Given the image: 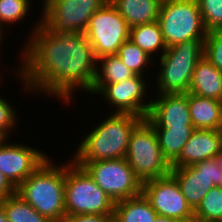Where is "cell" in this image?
<instances>
[{
  "label": "cell",
  "instance_id": "21",
  "mask_svg": "<svg viewBox=\"0 0 222 222\" xmlns=\"http://www.w3.org/2000/svg\"><path fill=\"white\" fill-rule=\"evenodd\" d=\"M156 216L143 193L115 203L113 213L114 222H154Z\"/></svg>",
  "mask_w": 222,
  "mask_h": 222
},
{
  "label": "cell",
  "instance_id": "5",
  "mask_svg": "<svg viewBox=\"0 0 222 222\" xmlns=\"http://www.w3.org/2000/svg\"><path fill=\"white\" fill-rule=\"evenodd\" d=\"M70 159L65 161L66 216L113 215L114 201L82 167Z\"/></svg>",
  "mask_w": 222,
  "mask_h": 222
},
{
  "label": "cell",
  "instance_id": "38",
  "mask_svg": "<svg viewBox=\"0 0 222 222\" xmlns=\"http://www.w3.org/2000/svg\"><path fill=\"white\" fill-rule=\"evenodd\" d=\"M41 1H43L42 3H43V6H42V8L49 2V1H51V0H41Z\"/></svg>",
  "mask_w": 222,
  "mask_h": 222
},
{
  "label": "cell",
  "instance_id": "31",
  "mask_svg": "<svg viewBox=\"0 0 222 222\" xmlns=\"http://www.w3.org/2000/svg\"><path fill=\"white\" fill-rule=\"evenodd\" d=\"M64 222H114L113 215H74L66 216Z\"/></svg>",
  "mask_w": 222,
  "mask_h": 222
},
{
  "label": "cell",
  "instance_id": "14",
  "mask_svg": "<svg viewBox=\"0 0 222 222\" xmlns=\"http://www.w3.org/2000/svg\"><path fill=\"white\" fill-rule=\"evenodd\" d=\"M31 146L13 143L10 138L0 140V171L15 188L49 157L44 151Z\"/></svg>",
  "mask_w": 222,
  "mask_h": 222
},
{
  "label": "cell",
  "instance_id": "15",
  "mask_svg": "<svg viewBox=\"0 0 222 222\" xmlns=\"http://www.w3.org/2000/svg\"><path fill=\"white\" fill-rule=\"evenodd\" d=\"M156 95L151 98V109L145 118L155 130L193 127L188 105V93Z\"/></svg>",
  "mask_w": 222,
  "mask_h": 222
},
{
  "label": "cell",
  "instance_id": "20",
  "mask_svg": "<svg viewBox=\"0 0 222 222\" xmlns=\"http://www.w3.org/2000/svg\"><path fill=\"white\" fill-rule=\"evenodd\" d=\"M135 74L117 55H105L97 59L96 77L89 95H95L103 86L133 77Z\"/></svg>",
  "mask_w": 222,
  "mask_h": 222
},
{
  "label": "cell",
  "instance_id": "30",
  "mask_svg": "<svg viewBox=\"0 0 222 222\" xmlns=\"http://www.w3.org/2000/svg\"><path fill=\"white\" fill-rule=\"evenodd\" d=\"M204 57L222 71V32H207L204 40Z\"/></svg>",
  "mask_w": 222,
  "mask_h": 222
},
{
  "label": "cell",
  "instance_id": "36",
  "mask_svg": "<svg viewBox=\"0 0 222 222\" xmlns=\"http://www.w3.org/2000/svg\"><path fill=\"white\" fill-rule=\"evenodd\" d=\"M5 28H3L1 25H0V50L2 51L3 49H2V44H3V36H4V30ZM1 51H0V53H1ZM2 55L0 54V57H1ZM1 65V64H0ZM0 69H2V68H0Z\"/></svg>",
  "mask_w": 222,
  "mask_h": 222
},
{
  "label": "cell",
  "instance_id": "6",
  "mask_svg": "<svg viewBox=\"0 0 222 222\" xmlns=\"http://www.w3.org/2000/svg\"><path fill=\"white\" fill-rule=\"evenodd\" d=\"M126 160L142 183L171 172V164L163 156L157 133L146 119L131 134Z\"/></svg>",
  "mask_w": 222,
  "mask_h": 222
},
{
  "label": "cell",
  "instance_id": "12",
  "mask_svg": "<svg viewBox=\"0 0 222 222\" xmlns=\"http://www.w3.org/2000/svg\"><path fill=\"white\" fill-rule=\"evenodd\" d=\"M142 193L157 215L179 222H194V211L188 205L178 182L171 174L142 183Z\"/></svg>",
  "mask_w": 222,
  "mask_h": 222
},
{
  "label": "cell",
  "instance_id": "23",
  "mask_svg": "<svg viewBox=\"0 0 222 222\" xmlns=\"http://www.w3.org/2000/svg\"><path fill=\"white\" fill-rule=\"evenodd\" d=\"M0 203L9 222H52L17 193L1 199Z\"/></svg>",
  "mask_w": 222,
  "mask_h": 222
},
{
  "label": "cell",
  "instance_id": "26",
  "mask_svg": "<svg viewBox=\"0 0 222 222\" xmlns=\"http://www.w3.org/2000/svg\"><path fill=\"white\" fill-rule=\"evenodd\" d=\"M194 222H222V189L211 188L194 210Z\"/></svg>",
  "mask_w": 222,
  "mask_h": 222
},
{
  "label": "cell",
  "instance_id": "2",
  "mask_svg": "<svg viewBox=\"0 0 222 222\" xmlns=\"http://www.w3.org/2000/svg\"><path fill=\"white\" fill-rule=\"evenodd\" d=\"M81 138L72 154L74 162L126 158L133 130L145 119L130 113H109Z\"/></svg>",
  "mask_w": 222,
  "mask_h": 222
},
{
  "label": "cell",
  "instance_id": "16",
  "mask_svg": "<svg viewBox=\"0 0 222 222\" xmlns=\"http://www.w3.org/2000/svg\"><path fill=\"white\" fill-rule=\"evenodd\" d=\"M221 150L222 133L219 130L194 129L171 167L194 165L205 159L215 158Z\"/></svg>",
  "mask_w": 222,
  "mask_h": 222
},
{
  "label": "cell",
  "instance_id": "27",
  "mask_svg": "<svg viewBox=\"0 0 222 222\" xmlns=\"http://www.w3.org/2000/svg\"><path fill=\"white\" fill-rule=\"evenodd\" d=\"M32 2L34 1L0 0V25L3 28H6L8 26L7 28L9 29L10 24H14L16 26L18 23H20V21H23L27 17V15L32 12L30 10L32 8Z\"/></svg>",
  "mask_w": 222,
  "mask_h": 222
},
{
  "label": "cell",
  "instance_id": "17",
  "mask_svg": "<svg viewBox=\"0 0 222 222\" xmlns=\"http://www.w3.org/2000/svg\"><path fill=\"white\" fill-rule=\"evenodd\" d=\"M188 93L222 101V71L203 56L192 74Z\"/></svg>",
  "mask_w": 222,
  "mask_h": 222
},
{
  "label": "cell",
  "instance_id": "13",
  "mask_svg": "<svg viewBox=\"0 0 222 222\" xmlns=\"http://www.w3.org/2000/svg\"><path fill=\"white\" fill-rule=\"evenodd\" d=\"M170 174L178 182L182 195L194 211L208 191L221 182L222 172L214 158L194 165L171 167Z\"/></svg>",
  "mask_w": 222,
  "mask_h": 222
},
{
  "label": "cell",
  "instance_id": "29",
  "mask_svg": "<svg viewBox=\"0 0 222 222\" xmlns=\"http://www.w3.org/2000/svg\"><path fill=\"white\" fill-rule=\"evenodd\" d=\"M2 95V96H1ZM0 95V137L9 139V136L14 133L18 127L17 112L14 108V104H11L7 98ZM15 127V128H14ZM12 132V133H11Z\"/></svg>",
  "mask_w": 222,
  "mask_h": 222
},
{
  "label": "cell",
  "instance_id": "3",
  "mask_svg": "<svg viewBox=\"0 0 222 222\" xmlns=\"http://www.w3.org/2000/svg\"><path fill=\"white\" fill-rule=\"evenodd\" d=\"M53 161L49 156L16 188V193L50 221L64 222L65 163Z\"/></svg>",
  "mask_w": 222,
  "mask_h": 222
},
{
  "label": "cell",
  "instance_id": "4",
  "mask_svg": "<svg viewBox=\"0 0 222 222\" xmlns=\"http://www.w3.org/2000/svg\"><path fill=\"white\" fill-rule=\"evenodd\" d=\"M204 40L183 41L167 48L160 56L159 70L153 79L158 94L188 93L195 67L204 56Z\"/></svg>",
  "mask_w": 222,
  "mask_h": 222
},
{
  "label": "cell",
  "instance_id": "25",
  "mask_svg": "<svg viewBox=\"0 0 222 222\" xmlns=\"http://www.w3.org/2000/svg\"><path fill=\"white\" fill-rule=\"evenodd\" d=\"M116 55L134 74L137 75L147 77L146 68L149 69L152 68L153 65L156 66L154 64V59L145 53L140 47L135 45L130 39L122 44Z\"/></svg>",
  "mask_w": 222,
  "mask_h": 222
},
{
  "label": "cell",
  "instance_id": "9",
  "mask_svg": "<svg viewBox=\"0 0 222 222\" xmlns=\"http://www.w3.org/2000/svg\"><path fill=\"white\" fill-rule=\"evenodd\" d=\"M84 34L98 59L105 55H116L122 44L129 39L130 28L118 10L108 1L90 17Z\"/></svg>",
  "mask_w": 222,
  "mask_h": 222
},
{
  "label": "cell",
  "instance_id": "1",
  "mask_svg": "<svg viewBox=\"0 0 222 222\" xmlns=\"http://www.w3.org/2000/svg\"><path fill=\"white\" fill-rule=\"evenodd\" d=\"M39 16L40 21L29 32V40L20 48L21 64L18 63L19 69L15 67L13 76H18L27 93L56 97L69 106L75 91H91L97 59L84 33L47 29Z\"/></svg>",
  "mask_w": 222,
  "mask_h": 222
},
{
  "label": "cell",
  "instance_id": "7",
  "mask_svg": "<svg viewBox=\"0 0 222 222\" xmlns=\"http://www.w3.org/2000/svg\"><path fill=\"white\" fill-rule=\"evenodd\" d=\"M158 22L167 48L207 35L197 0H162Z\"/></svg>",
  "mask_w": 222,
  "mask_h": 222
},
{
  "label": "cell",
  "instance_id": "37",
  "mask_svg": "<svg viewBox=\"0 0 222 222\" xmlns=\"http://www.w3.org/2000/svg\"><path fill=\"white\" fill-rule=\"evenodd\" d=\"M219 131L222 133V101H221V119H220Z\"/></svg>",
  "mask_w": 222,
  "mask_h": 222
},
{
  "label": "cell",
  "instance_id": "34",
  "mask_svg": "<svg viewBox=\"0 0 222 222\" xmlns=\"http://www.w3.org/2000/svg\"><path fill=\"white\" fill-rule=\"evenodd\" d=\"M154 222H179V221L161 215H157Z\"/></svg>",
  "mask_w": 222,
  "mask_h": 222
},
{
  "label": "cell",
  "instance_id": "33",
  "mask_svg": "<svg viewBox=\"0 0 222 222\" xmlns=\"http://www.w3.org/2000/svg\"><path fill=\"white\" fill-rule=\"evenodd\" d=\"M214 160L216 161L217 167L222 172V150L218 153V155L214 158ZM218 186L222 189V177H221V182Z\"/></svg>",
  "mask_w": 222,
  "mask_h": 222
},
{
  "label": "cell",
  "instance_id": "22",
  "mask_svg": "<svg viewBox=\"0 0 222 222\" xmlns=\"http://www.w3.org/2000/svg\"><path fill=\"white\" fill-rule=\"evenodd\" d=\"M129 39L154 60L159 59L167 49L158 21L130 28Z\"/></svg>",
  "mask_w": 222,
  "mask_h": 222
},
{
  "label": "cell",
  "instance_id": "24",
  "mask_svg": "<svg viewBox=\"0 0 222 222\" xmlns=\"http://www.w3.org/2000/svg\"><path fill=\"white\" fill-rule=\"evenodd\" d=\"M163 156L171 164L189 140L194 127H171L168 130H155Z\"/></svg>",
  "mask_w": 222,
  "mask_h": 222
},
{
  "label": "cell",
  "instance_id": "11",
  "mask_svg": "<svg viewBox=\"0 0 222 222\" xmlns=\"http://www.w3.org/2000/svg\"><path fill=\"white\" fill-rule=\"evenodd\" d=\"M148 81L147 77L135 74L124 81L103 86L96 94L107 101L105 104H109L108 108H114L110 113H130L146 118L152 102L151 97L147 96L148 87L153 85Z\"/></svg>",
  "mask_w": 222,
  "mask_h": 222
},
{
  "label": "cell",
  "instance_id": "18",
  "mask_svg": "<svg viewBox=\"0 0 222 222\" xmlns=\"http://www.w3.org/2000/svg\"><path fill=\"white\" fill-rule=\"evenodd\" d=\"M129 28L158 21L162 0H109Z\"/></svg>",
  "mask_w": 222,
  "mask_h": 222
},
{
  "label": "cell",
  "instance_id": "19",
  "mask_svg": "<svg viewBox=\"0 0 222 222\" xmlns=\"http://www.w3.org/2000/svg\"><path fill=\"white\" fill-rule=\"evenodd\" d=\"M188 105L194 129L219 130L221 101L188 93Z\"/></svg>",
  "mask_w": 222,
  "mask_h": 222
},
{
  "label": "cell",
  "instance_id": "28",
  "mask_svg": "<svg viewBox=\"0 0 222 222\" xmlns=\"http://www.w3.org/2000/svg\"><path fill=\"white\" fill-rule=\"evenodd\" d=\"M207 32L222 29V0H197Z\"/></svg>",
  "mask_w": 222,
  "mask_h": 222
},
{
  "label": "cell",
  "instance_id": "10",
  "mask_svg": "<svg viewBox=\"0 0 222 222\" xmlns=\"http://www.w3.org/2000/svg\"><path fill=\"white\" fill-rule=\"evenodd\" d=\"M109 0H51L43 8L41 23L58 32L84 33L90 17Z\"/></svg>",
  "mask_w": 222,
  "mask_h": 222
},
{
  "label": "cell",
  "instance_id": "32",
  "mask_svg": "<svg viewBox=\"0 0 222 222\" xmlns=\"http://www.w3.org/2000/svg\"><path fill=\"white\" fill-rule=\"evenodd\" d=\"M16 193V188L0 171V200Z\"/></svg>",
  "mask_w": 222,
  "mask_h": 222
},
{
  "label": "cell",
  "instance_id": "8",
  "mask_svg": "<svg viewBox=\"0 0 222 222\" xmlns=\"http://www.w3.org/2000/svg\"><path fill=\"white\" fill-rule=\"evenodd\" d=\"M75 163L90 175L114 203L142 193V182L135 176L126 158Z\"/></svg>",
  "mask_w": 222,
  "mask_h": 222
},
{
  "label": "cell",
  "instance_id": "35",
  "mask_svg": "<svg viewBox=\"0 0 222 222\" xmlns=\"http://www.w3.org/2000/svg\"><path fill=\"white\" fill-rule=\"evenodd\" d=\"M0 222H9L6 218L3 206L0 203Z\"/></svg>",
  "mask_w": 222,
  "mask_h": 222
}]
</instances>
